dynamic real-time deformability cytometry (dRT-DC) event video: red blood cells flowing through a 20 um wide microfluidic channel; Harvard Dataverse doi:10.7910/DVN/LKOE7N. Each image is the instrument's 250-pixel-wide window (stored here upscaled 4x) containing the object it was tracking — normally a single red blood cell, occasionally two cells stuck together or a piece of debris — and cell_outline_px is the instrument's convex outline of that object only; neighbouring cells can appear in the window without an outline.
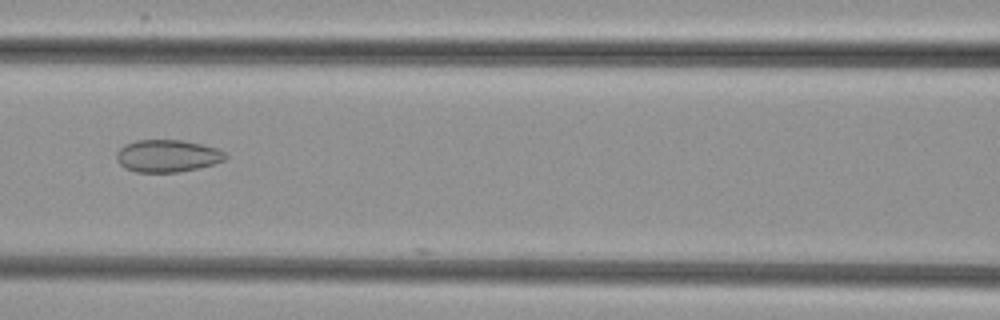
{"species": "common noctule bat (a hibernating species)", "species_latin": "Nyctalus noctula", "temperature_condition": "cold", "stored_images_in_passage": 7, "camera_frame_rate_fps": 3000, "um_per_image_px": 0.085, "animal": {"sex": "female", "body_mass_g": 29.2, "forearm_length_mm": 56.3}, "frame": {"image": 1, "passage_image": 7, "time_ms": 7.0, "image_size_px": [1000, 320], "cell_outline_px": [[228, 156], [224, 160], [200, 168], [180, 172], [136, 172], [124, 168], [116, 160], [116, 152], [124, 144], [136, 140], [184, 140], [216, 148], [224, 152]], "centroid_in_image_um": [14.2, 13.25], "position_along_channel_um": 152.4, "area_um2": 20.63}}